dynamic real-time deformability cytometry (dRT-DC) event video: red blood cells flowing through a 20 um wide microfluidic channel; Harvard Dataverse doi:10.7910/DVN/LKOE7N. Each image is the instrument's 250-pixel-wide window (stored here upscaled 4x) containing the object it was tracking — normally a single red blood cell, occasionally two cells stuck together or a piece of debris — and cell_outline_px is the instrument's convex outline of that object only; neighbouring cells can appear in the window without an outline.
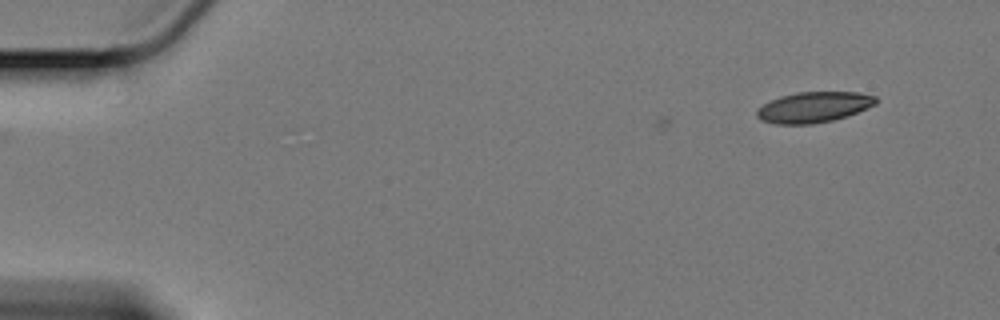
{"species": "Egyptian fruit bat (a non-hibernating species)", "species_latin": "Rousettus aegyptiacus", "temperature_condition": "cold", "stored_images_in_passage": 3, "camera_frame_rate_fps": 3000, "um_per_image_px": 0.085, "animal": {"sex": "female"}, "frame": {"image": 1, "passage_image": 1, "time_ms": 0.0, "image_size_px": [1000, 320], "cell_outline_px": [[880, 100], [876, 104], [856, 112], [832, 120], [812, 124], [776, 124], [760, 120], [756, 116], [756, 108], [780, 96], [796, 92], [856, 92], [876, 96]], "centroid_in_image_um": [69.14, 9.1], "position_along_channel_um": 15.9, "area_um2": 21.21}}